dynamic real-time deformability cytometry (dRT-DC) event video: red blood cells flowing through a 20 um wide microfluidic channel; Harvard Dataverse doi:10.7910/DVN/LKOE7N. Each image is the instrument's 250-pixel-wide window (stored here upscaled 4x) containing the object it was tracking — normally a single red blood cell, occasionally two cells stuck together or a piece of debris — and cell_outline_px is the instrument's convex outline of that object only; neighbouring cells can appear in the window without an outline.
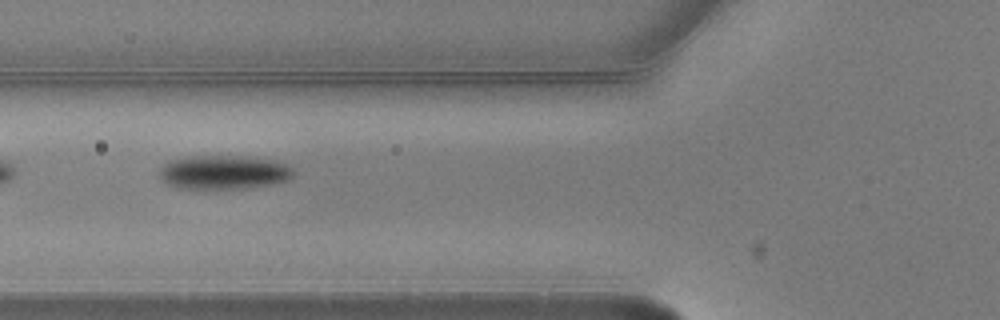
{"species": "common noctule bat (a hibernating species)", "species_latin": "Nyctalus noctula", "temperature_condition": "warm", "stored_images_in_passage": 4, "camera_frame_rate_fps": 3000, "um_per_image_px": 0.085, "animal": {"sex": "male", "body_mass_g": 20.5, "forearm_length_mm": 52.5}, "frame": {"image": 1, "passage_image": 3, "time_ms": 0.667, "image_size_px": [1000, 320], "cell_outline_px": [[292, 176], [288, 180], [272, 184], [244, 188], [176, 188], [168, 184], [160, 176], [160, 168], [168, 160], [192, 156], [244, 156], [272, 160], [284, 164], [292, 168]], "centroid_in_image_um": [18.99, 14.63], "position_along_channel_um": 106.8, "area_um2": 26.24}}